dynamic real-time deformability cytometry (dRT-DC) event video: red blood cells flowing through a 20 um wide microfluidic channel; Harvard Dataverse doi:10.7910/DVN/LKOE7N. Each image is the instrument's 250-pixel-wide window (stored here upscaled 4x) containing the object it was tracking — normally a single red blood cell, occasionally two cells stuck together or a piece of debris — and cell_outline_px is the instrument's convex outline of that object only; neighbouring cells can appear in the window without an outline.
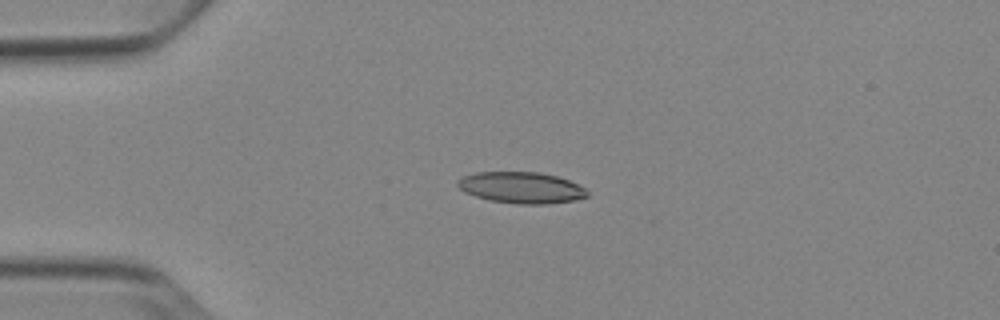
{"species": "Egyptian fruit bat (a non-hibernating species)", "species_latin": "Rousettus aegyptiacus", "temperature_condition": "cold", "stored_images_in_passage": 41, "camera_frame_rate_fps": 3000, "um_per_image_px": 0.085, "animal": {"sex": "female"}, "frame": {"image": 1, "passage_image": 1, "time_ms": 0.0, "image_size_px": [1000, 320], "cell_outline_px": [[588, 196], [576, 200], [544, 204], [516, 204], [488, 200], [464, 192], [456, 184], [464, 176], [476, 172], [540, 172], [556, 176], [568, 180], [584, 188], [588, 192]], "centroid_in_image_um": [44.31, 15.95], "position_along_channel_um": 40.7, "area_um2": 23.52}}
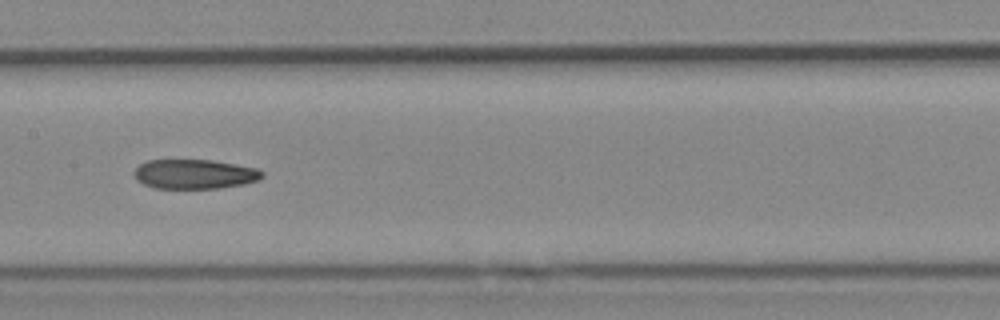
{"frame": {"image": 2, "passage_image": 15, "time_ms": 4.667, "image_size_px": [1000, 320], "cell_outline_px": [[264, 176], [256, 180], [244, 184], [220, 188], [152, 188], [136, 180], [132, 172], [140, 164], [148, 160], [212, 160], [236, 164], [256, 168], [264, 172]], "centroid_in_image_um": [16.52, 14.8], "position_along_channel_um": 190.9, "area_um2": 22.08}}
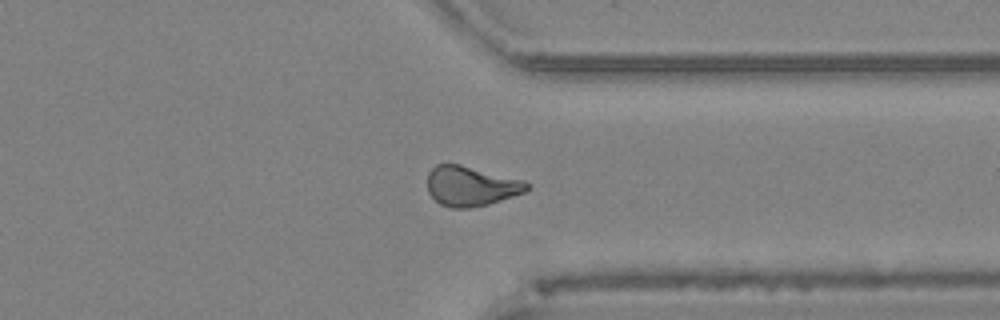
{"frame": {"image": 3, "passage_image": 29, "time_ms": 9.333, "image_size_px": [1000, 320], "cell_outline_px": [[532, 184], [524, 192], [488, 204], [468, 208], [452, 208], [440, 204], [428, 192], [428, 172], [436, 164], [460, 164], [524, 180]], "centroid_in_image_um": [40.03, 15.81], "position_along_channel_um": 371.4, "area_um2": 23.0}, "authors_computed_cell_mechanics": {"area_um2": 23.0044, "velocity_mm_per_s": 3.8784, "shape_relaxation_time_tau1_ms": null, "shape_relaxation_time_tau2_ms": 7.2624, "deformation_change_tau1": null, "deformation_change_tau2": 0.1629}}